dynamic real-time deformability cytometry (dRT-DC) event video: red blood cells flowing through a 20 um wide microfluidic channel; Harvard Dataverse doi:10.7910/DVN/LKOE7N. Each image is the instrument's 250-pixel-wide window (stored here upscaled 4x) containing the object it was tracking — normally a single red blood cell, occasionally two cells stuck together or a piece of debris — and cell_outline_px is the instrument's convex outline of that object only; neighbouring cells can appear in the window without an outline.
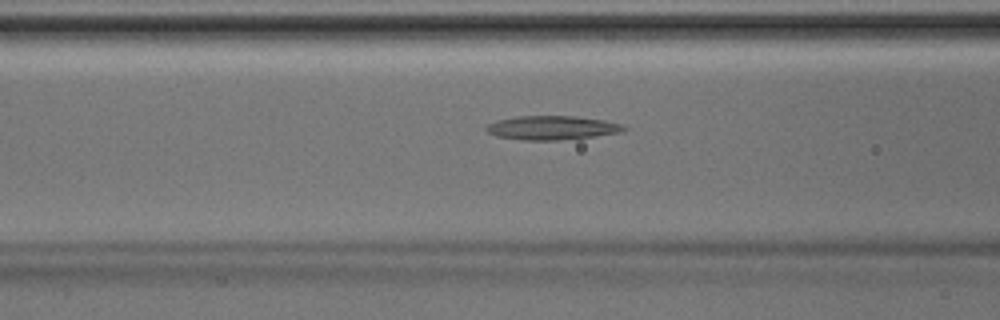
{"species": "Egyptian fruit bat (a non-hibernating species)", "species_latin": "Rousettus aegyptiacus", "temperature_condition": "room temperature", "stored_images_in_passage": 46, "camera_frame_rate_fps": 3000, "um_per_image_px": 0.085, "animal": {"sex": "male"}, "frame": {"image": 1, "passage_image": 18, "time_ms": 5.667, "image_size_px": [1000, 320], "cell_outline_px": [[628, 128], [620, 132], [596, 136], [560, 140], [524, 140], [496, 136], [488, 132], [484, 128], [488, 124], [496, 120], [516, 116], [576, 116], [604, 120], [620, 124]], "centroid_in_image_um": [46.89, 10.86], "position_along_channel_um": 119.7, "area_um2": 19.19}}
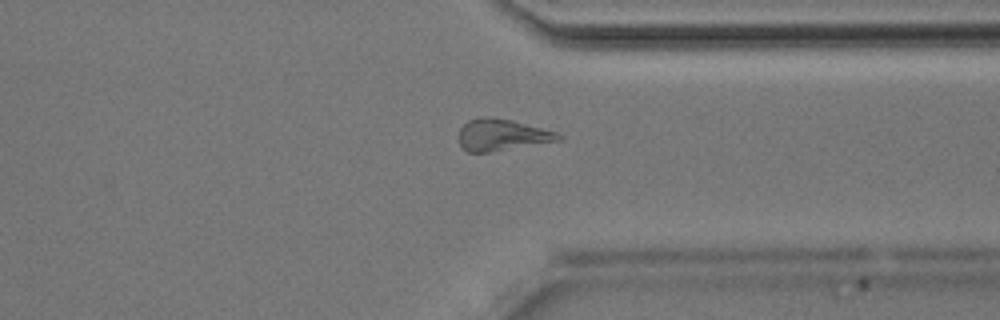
{"frame": {"image": 2, "passage_image": 35, "time_ms": 11.333, "image_size_px": [1000, 320], "cell_outline_px": [[564, 136], [560, 140], [488, 152], [468, 152], [460, 144], [460, 128], [468, 120], [480, 116], [492, 116], [512, 120], [556, 132]], "centroid_in_image_um": [42.65, 11.44], "position_along_channel_um": 368.8, "area_um2": 18.15}}
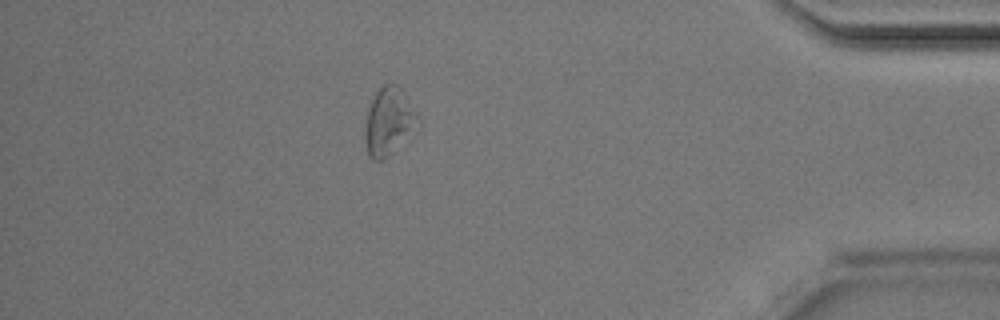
{"frame": {"image": 3, "passage_image": 40, "time_ms": 13.0, "image_size_px": [1000, 320], "cell_outline_px": [[420, 128], [384, 160], [372, 160], [368, 156], [364, 140], [364, 132], [368, 112], [372, 100], [376, 92], [384, 84], [396, 84], [404, 92], [420, 120]], "centroid_in_image_um": [33.07, 10.38], "position_along_channel_um": 402.1, "area_um2": 21.1}}